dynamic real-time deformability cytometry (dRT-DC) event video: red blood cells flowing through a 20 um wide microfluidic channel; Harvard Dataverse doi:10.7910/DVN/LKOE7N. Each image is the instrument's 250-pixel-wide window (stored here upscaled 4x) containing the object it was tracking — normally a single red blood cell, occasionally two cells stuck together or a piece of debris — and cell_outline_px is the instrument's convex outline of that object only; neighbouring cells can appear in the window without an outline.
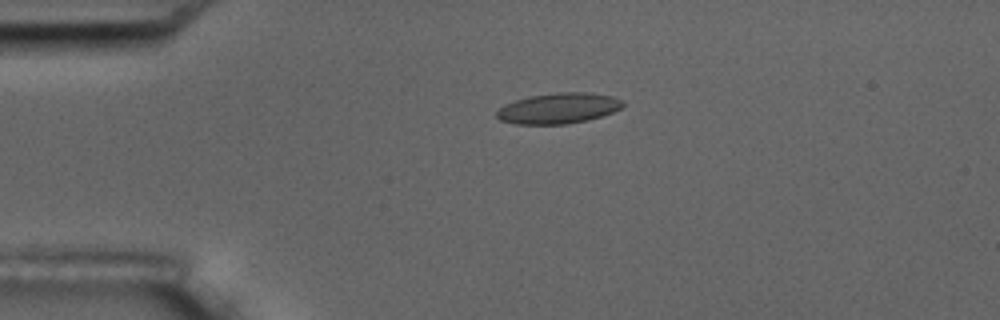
{"species": "common noctule bat (a hibernating species)", "species_latin": "Nyctalus noctula", "temperature_condition": "room temperature", "stored_images_in_passage": 3, "camera_frame_rate_fps": 3000, "um_per_image_px": 0.085, "animal": {"sex": "male", "body_mass_g": 17.5, "forearm_length_mm": 52.3}, "frame": {"image": 1, "passage_image": 1, "time_ms": 0.0, "image_size_px": [1000, 320], "cell_outline_px": [[624, 104], [620, 108], [612, 112], [588, 120], [564, 124], [516, 124], [500, 120], [496, 116], [496, 112], [504, 104], [528, 96], [556, 92], [584, 92], [612, 96], [624, 100]], "centroid_in_image_um": [47.45, 9.2], "position_along_channel_um": 37.5, "area_um2": 22.48}}